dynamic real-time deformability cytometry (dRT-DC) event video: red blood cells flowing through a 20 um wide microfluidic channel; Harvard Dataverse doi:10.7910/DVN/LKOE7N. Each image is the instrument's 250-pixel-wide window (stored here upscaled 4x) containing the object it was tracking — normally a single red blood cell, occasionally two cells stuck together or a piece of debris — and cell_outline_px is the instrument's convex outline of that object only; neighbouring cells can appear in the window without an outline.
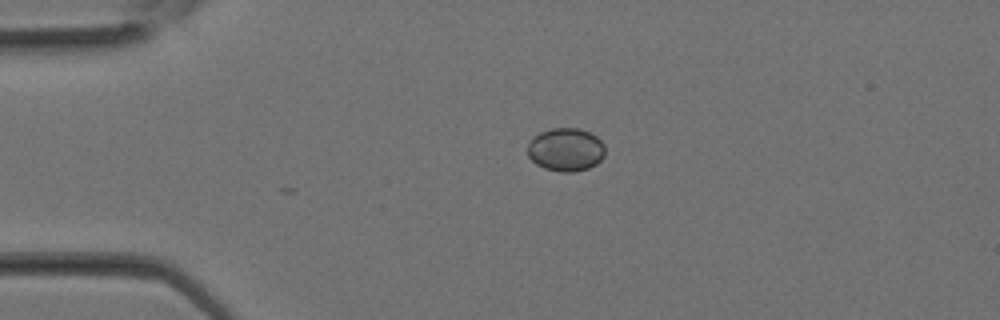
{"species": "Egyptian fruit bat (a non-hibernating species)", "species_latin": "Rousettus aegyptiacus", "temperature_condition": "room temperature", "stored_images_in_passage": 26, "camera_frame_rate_fps": 3000, "um_per_image_px": 0.085, "animal": {"sex": "female"}, "frame": {"image": 1, "passage_image": 6, "time_ms": 1.667, "image_size_px": [1000, 320], "cell_outline_px": [[604, 156], [596, 164], [588, 168], [572, 172], [560, 172], [544, 168], [536, 164], [528, 156], [528, 144], [532, 136], [540, 132], [552, 128], [580, 128], [596, 136], [604, 144]], "centroid_in_image_um": [48.07, 12.71], "position_along_channel_um": 36.9, "area_um2": 19.59}}
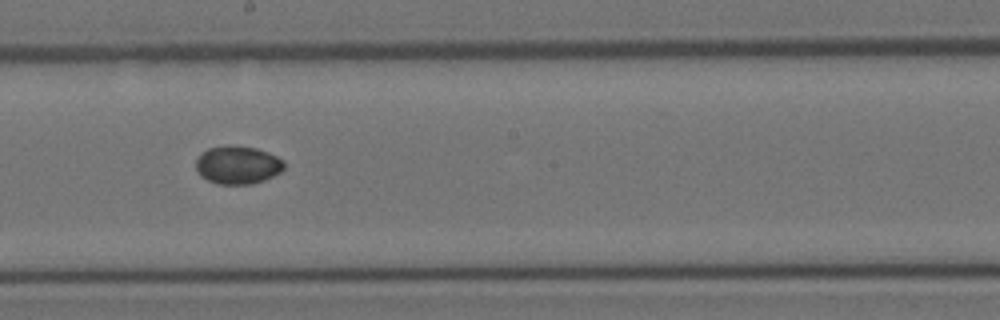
{"frame": {"image": 2, "passage_image": 16, "time_ms": 5.0, "image_size_px": [1000, 320], "cell_outline_px": [[284, 168], [280, 172], [264, 180], [252, 184], [216, 184], [200, 176], [196, 168], [196, 160], [208, 148], [256, 148], [268, 152], [284, 160]], "centroid_in_image_um": [20.23, 14.07], "position_along_channel_um": 228.0, "area_um2": 18.96}}
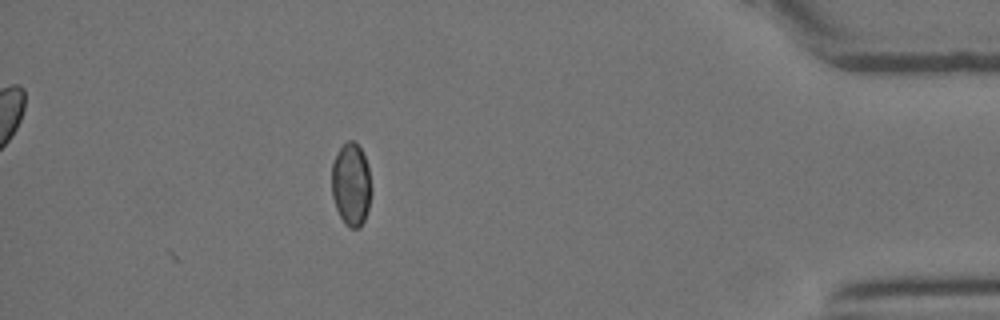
{"frame": {"image": 3, "passage_image": 26, "time_ms": 8.333, "image_size_px": [1000, 320], "cell_outline_px": [[372, 192], [368, 208], [364, 220], [360, 228], [348, 228], [344, 224], [336, 208], [332, 196], [332, 164], [340, 148], [348, 140], [356, 140], [368, 164], [372, 188]], "centroid_in_image_um": [29.86, 15.69], "position_along_channel_um": 405.3, "area_um2": 19.36}}